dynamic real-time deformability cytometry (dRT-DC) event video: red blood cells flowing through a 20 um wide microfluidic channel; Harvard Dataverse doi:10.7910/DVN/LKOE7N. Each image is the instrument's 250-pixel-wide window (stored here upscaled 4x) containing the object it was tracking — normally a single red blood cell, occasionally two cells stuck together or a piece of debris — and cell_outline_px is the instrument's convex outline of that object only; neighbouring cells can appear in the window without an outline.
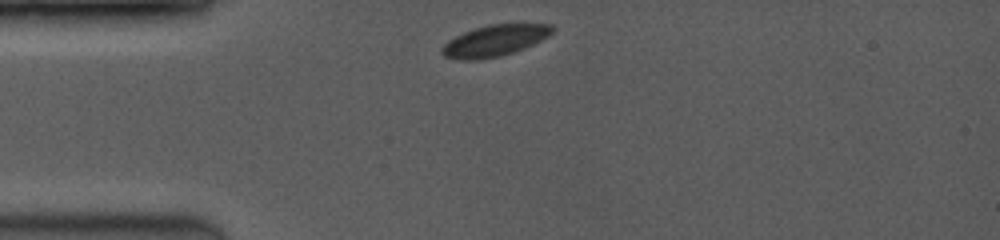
{"species": "common noctule bat (a hibernating species)", "species_latin": "Nyctalus noctula", "temperature_condition": "room temperature", "stored_images_in_passage": 8, "camera_frame_rate_fps": 3500, "um_per_image_px": 0.085, "animal": {"sex": "female", "body_mass_g": 19.0, "forearm_length_mm": 53.3}, "frame": {"image": 1, "passage_image": 1, "time_ms": 0.0, "image_size_px": [1000, 240], "cell_outline_px": [[552, 32], [548, 36], [524, 48], [500, 56], [480, 60], [460, 60], [444, 56], [440, 52], [440, 48], [448, 40], [464, 32], [488, 24], [552, 24]], "centroid_in_image_um": [41.99, 3.46], "position_along_channel_um": 43.0, "area_um2": 19.94}}
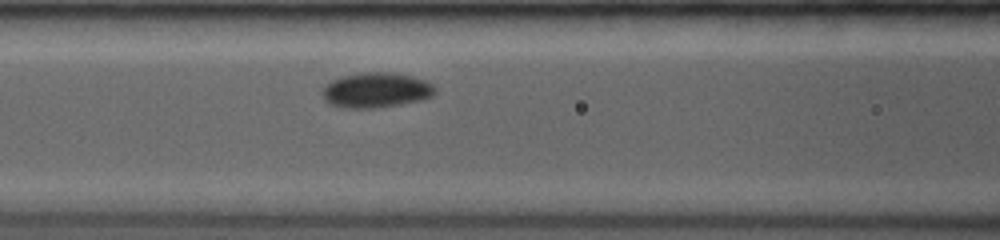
{"frame": {"image": 2, "passage_image": 6, "time_ms": 2.857, "image_size_px": [1000, 240], "cell_outline_px": [[436, 92], [432, 96], [420, 100], [400, 104], [376, 108], [344, 108], [328, 104], [324, 100], [324, 88], [332, 80], [344, 76], [364, 72], [392, 72], [412, 76], [424, 80], [432, 84], [436, 88]], "centroid_in_image_um": [31.99, 7.67], "position_along_channel_um": 134.6, "area_um2": 22.95}}
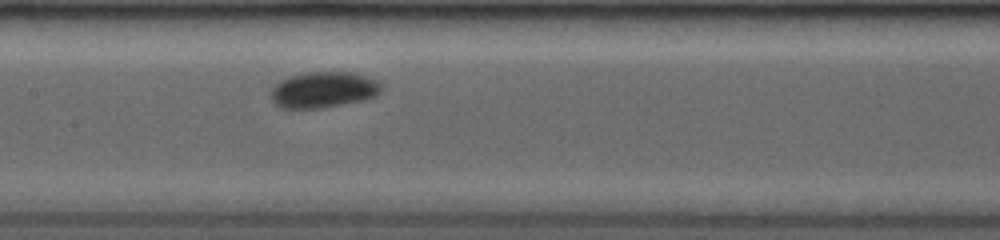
{"frame": {"image": 3, "passage_image": 8, "time_ms": 4.0, "image_size_px": [1000, 240], "cell_outline_px": [[380, 92], [376, 96], [364, 100], [320, 108], [280, 108], [272, 100], [272, 88], [280, 80], [304, 72], [352, 72], [376, 80], [380, 84]], "centroid_in_image_um": [27.49, 7.63], "position_along_channel_um": 179.9, "area_um2": 22.95}}